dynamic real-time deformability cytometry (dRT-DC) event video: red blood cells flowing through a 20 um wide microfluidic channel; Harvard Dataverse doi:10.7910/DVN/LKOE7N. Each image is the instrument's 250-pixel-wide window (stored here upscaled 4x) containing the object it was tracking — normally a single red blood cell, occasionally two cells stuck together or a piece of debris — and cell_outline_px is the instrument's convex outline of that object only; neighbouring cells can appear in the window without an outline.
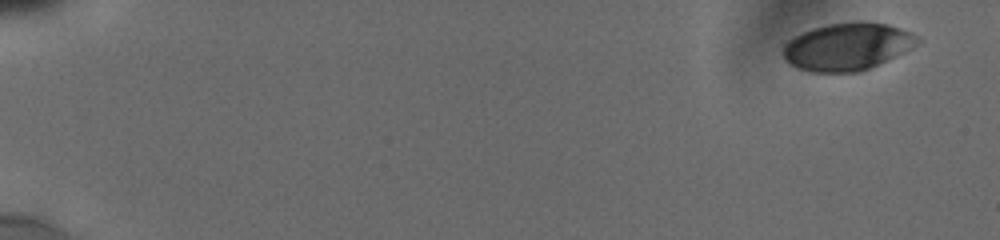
{"species": "human", "species_latin": "Homo sapiens", "temperature_condition": "cold", "stored_images_in_passage": 14, "camera_frame_rate_fps": 3000, "um_per_image_px": 0.085, "donor": {"sex": "male"}, "frame": {"image": 1, "passage_image": 1, "time_ms": 0.0, "image_size_px": [1000, 240], "cell_outline_px": [[920, 40], [912, 48], [888, 60], [860, 72], [812, 72], [800, 68], [792, 64], [784, 56], [784, 44], [788, 40], [812, 28], [828, 24], [860, 20], [864, 20], [888, 24], [900, 28], [916, 36]], "centroid_in_image_um": [72.05, 3.94], "position_along_channel_um": 13.0, "area_um2": 36.93}}
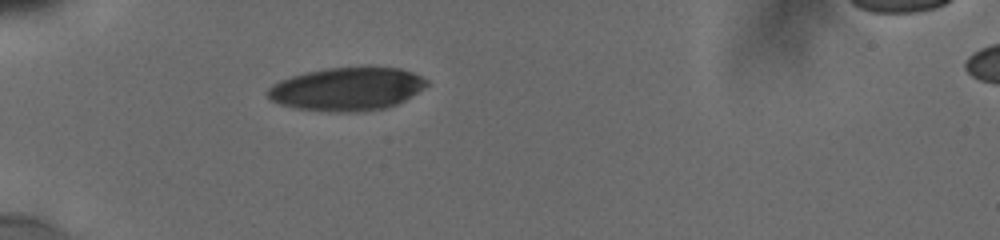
{"frame": {"image": 2, "passage_image": 9, "time_ms": 5.333, "image_size_px": [1000, 240], "cell_outline_px": [[428, 84], [424, 88], [404, 100], [396, 104], [384, 108], [364, 112], [328, 112], [296, 108], [280, 104], [272, 100], [264, 92], [272, 84], [280, 80], [304, 72], [324, 68], [368, 64], [400, 68], [412, 72], [428, 80]], "centroid_in_image_um": [29.5, 7.53], "position_along_channel_um": 55.5, "area_um2": 41.1}}
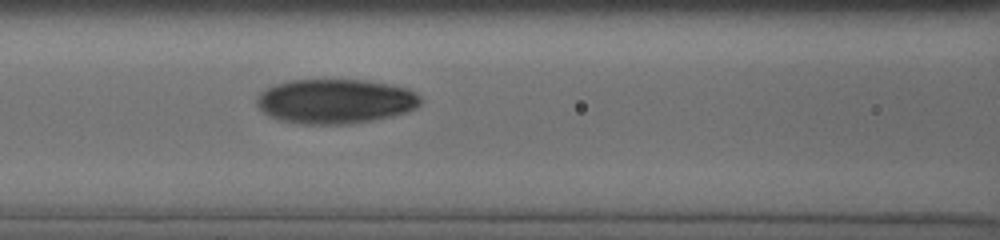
{"frame": {"image": 3, "passage_image": 14, "time_ms": 8.0, "image_size_px": [1000, 240], "cell_outline_px": [[424, 100], [416, 108], [392, 116], [352, 124], [304, 124], [280, 120], [268, 116], [256, 104], [256, 96], [264, 88], [288, 80], [368, 80], [408, 88], [420, 96]], "centroid_in_image_um": [28.49, 8.6], "position_along_channel_um": 138.1, "area_um2": 42.83}}